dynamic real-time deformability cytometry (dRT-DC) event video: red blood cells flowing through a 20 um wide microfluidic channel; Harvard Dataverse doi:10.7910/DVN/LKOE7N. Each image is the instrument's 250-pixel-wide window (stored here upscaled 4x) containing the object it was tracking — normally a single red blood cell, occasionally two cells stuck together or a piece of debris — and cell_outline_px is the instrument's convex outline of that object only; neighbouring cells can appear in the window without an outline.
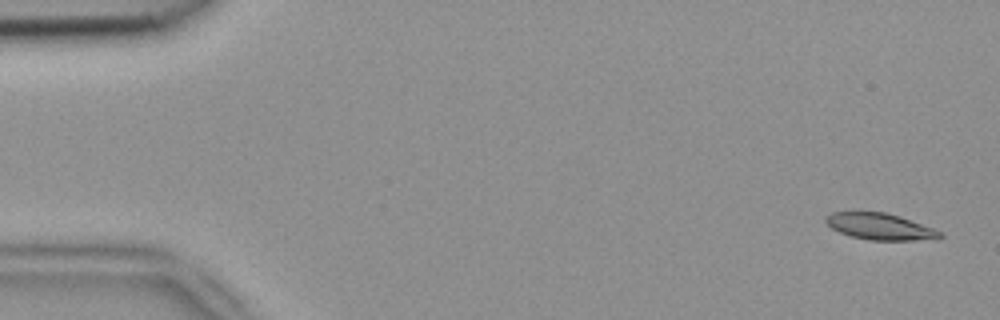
{"species": "common noctule bat (a hibernating species)", "species_latin": "Nyctalus noctula", "temperature_condition": "room temperature", "stored_images_in_passage": 5, "camera_frame_rate_fps": 3000, "um_per_image_px": 0.085, "animal": {"sex": "female", "body_mass_g": 18.4}, "frame": {"image": 1, "passage_image": 1, "time_ms": 0.0, "image_size_px": [1000, 320], "cell_outline_px": [[944, 236], [940, 240], [868, 240], [852, 236], [840, 232], [832, 228], [824, 220], [824, 216], [832, 212], [884, 212], [900, 216], [944, 232]], "centroid_in_image_um": [74.87, 19.27], "position_along_channel_um": 10.1, "area_um2": 17.8}}
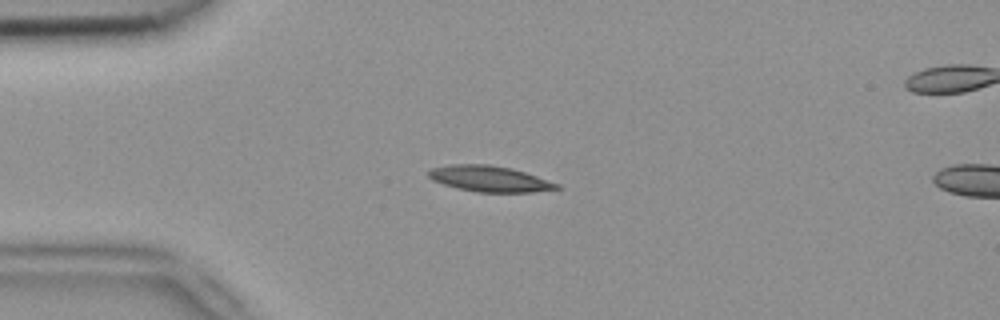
{"frame": {"image": 2, "passage_image": 4, "time_ms": 1.0, "image_size_px": [1000, 320], "cell_outline_px": [[560, 188], [532, 192], [476, 192], [444, 184], [432, 180], [428, 176], [428, 172], [432, 168], [448, 164], [488, 164], [512, 168], [560, 184]], "centroid_in_image_um": [41.6, 15.19], "position_along_channel_um": 43.4, "area_um2": 19.19}}